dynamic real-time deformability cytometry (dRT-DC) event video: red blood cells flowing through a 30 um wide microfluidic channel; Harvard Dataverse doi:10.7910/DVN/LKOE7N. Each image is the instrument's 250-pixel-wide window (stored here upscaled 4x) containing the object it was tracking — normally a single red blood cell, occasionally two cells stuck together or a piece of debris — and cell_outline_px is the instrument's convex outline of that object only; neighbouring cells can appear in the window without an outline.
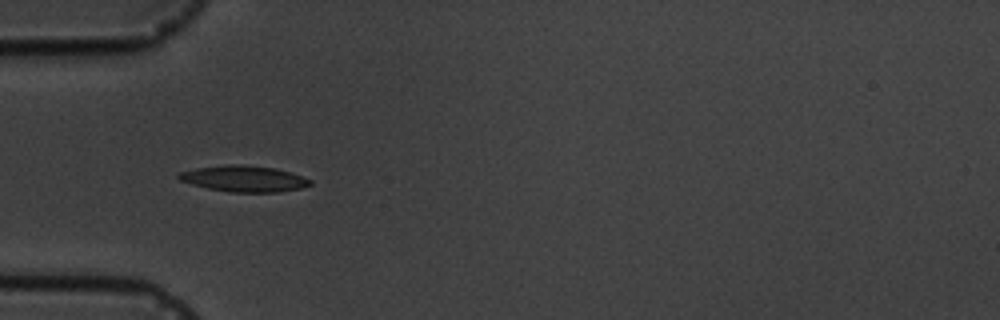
{"species": "common noctule bat (a hibernating species)", "species_latin": "Nyctalus noctula", "temperature_condition": "cold", "stored_images_in_passage": 6, "camera_frame_rate_fps": 3000, "um_per_image_px": 0.085, "animal": {"sex": "male", "body_mass_g": 19.5, "forearm_length_mm": 54.6}, "frame": {"image": 1, "passage_image": 5, "time_ms": 4.667, "image_size_px": [1000, 320], "cell_outline_px": [[312, 184], [300, 188], [280, 192], [228, 192], [208, 188], [192, 184], [180, 180], [176, 176], [180, 172], [196, 168], [224, 164], [240, 164], [276, 168], [292, 172], [304, 176], [312, 180]], "centroid_in_image_um": [20.77, 15.18], "position_along_channel_um": 64.2, "area_um2": 20.17}}
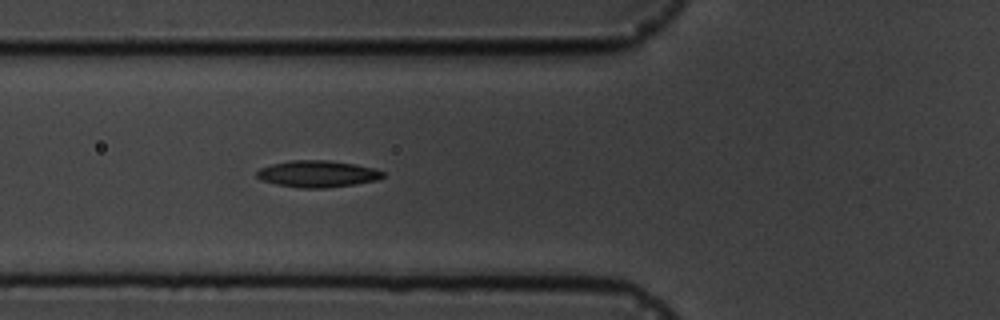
{"frame": {"image": 2, "passage_image": 6, "time_ms": 5.667, "image_size_px": [1000, 320], "cell_outline_px": [[384, 176], [376, 180], [356, 184], [324, 188], [300, 188], [276, 184], [260, 180], [256, 176], [256, 172], [260, 168], [272, 164], [292, 160], [328, 160], [356, 164], [376, 168], [384, 172]], "centroid_in_image_um": [26.99, 14.78], "position_along_channel_um": 98.8, "area_um2": 19.71}}